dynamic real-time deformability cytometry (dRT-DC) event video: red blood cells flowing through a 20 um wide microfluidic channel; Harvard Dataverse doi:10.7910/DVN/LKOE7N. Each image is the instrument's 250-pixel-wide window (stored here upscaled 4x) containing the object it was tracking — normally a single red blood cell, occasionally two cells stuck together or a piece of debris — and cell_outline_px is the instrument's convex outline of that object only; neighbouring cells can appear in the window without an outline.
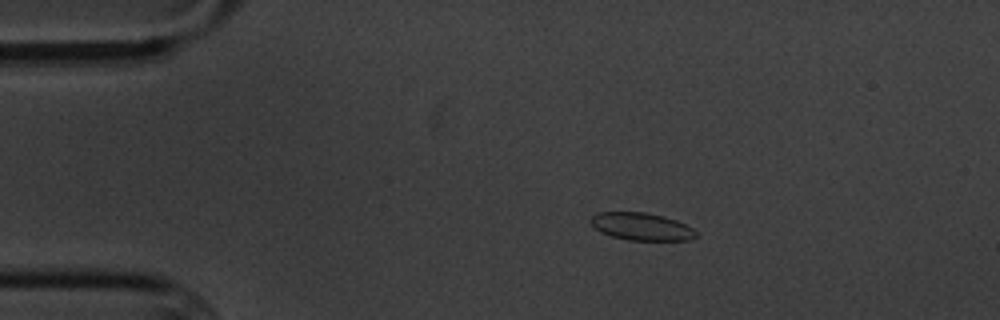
{"species": "common noctule bat (a hibernating species)", "species_latin": "Nyctalus noctula", "temperature_condition": "cold", "stored_images_in_passage": 4, "camera_frame_rate_fps": 3000, "um_per_image_px": 0.085, "animal": {"sex": "male", "body_mass_g": 20.1, "forearm_length_mm": 53.5}, "frame": {"image": 1, "passage_image": 3, "time_ms": 2.333, "image_size_px": [1000, 320], "cell_outline_px": [[696, 236], [688, 240], [628, 240], [612, 236], [600, 232], [588, 220], [596, 212], [644, 212], [664, 216], [676, 220], [692, 228], [696, 232]], "centroid_in_image_um": [54.49, 19.25], "position_along_channel_um": 30.5, "area_um2": 16.82}}